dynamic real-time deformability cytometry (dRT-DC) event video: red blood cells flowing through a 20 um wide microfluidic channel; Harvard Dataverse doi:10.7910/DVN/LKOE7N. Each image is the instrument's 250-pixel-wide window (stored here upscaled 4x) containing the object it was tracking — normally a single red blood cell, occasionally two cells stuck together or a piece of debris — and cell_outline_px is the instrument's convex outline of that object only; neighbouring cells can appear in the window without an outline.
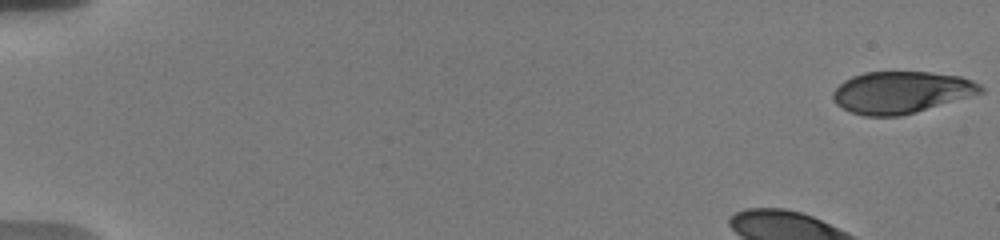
{"species": "human", "species_latin": "Homo sapiens", "temperature_condition": "warm", "stored_images_in_passage": 33, "camera_frame_rate_fps": 3000, "um_per_image_px": 0.085, "donor": {"sex": "male"}, "frame": {"image": 1, "passage_image": 1, "time_ms": 0.0, "image_size_px": [1000, 240], "cell_outline_px": [[984, 92], [916, 112], [900, 116], [864, 116], [852, 112], [836, 104], [832, 96], [832, 92], [844, 80], [852, 76], [864, 72], [928, 72], [960, 76], [972, 80], [980, 84], [984, 88]], "centroid_in_image_um": [76.6, 7.84], "position_along_channel_um": 8.4, "area_um2": 35.95}}
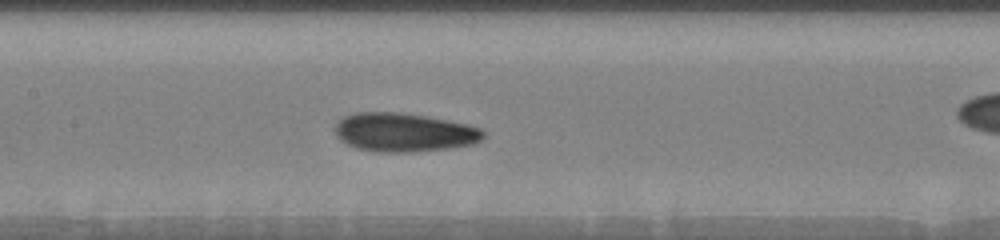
{"frame": {"image": 2, "passage_image": 15, "time_ms": 8.0, "image_size_px": [1000, 240], "cell_outline_px": [[484, 136], [480, 140], [472, 144], [448, 148], [408, 152], [376, 152], [356, 148], [340, 140], [336, 136], [336, 124], [344, 116], [356, 112], [396, 112], [428, 116], [468, 124], [480, 128], [484, 132]], "centroid_in_image_um": [34.33, 11.24], "position_along_channel_um": 173.1, "area_um2": 33.41}}
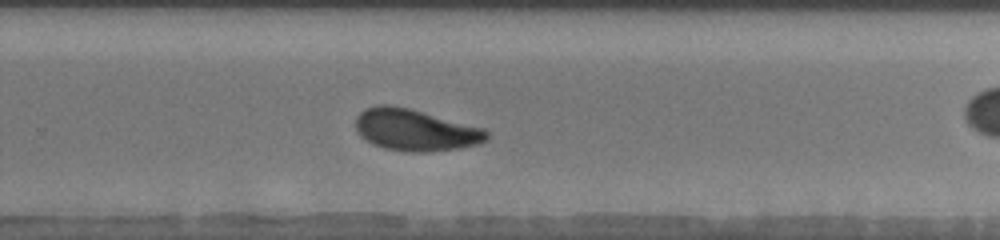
{"frame": {"image": 3, "passage_image": 21, "time_ms": 11.333, "image_size_px": [1000, 240], "cell_outline_px": [[488, 140], [480, 144], [460, 148], [428, 152], [408, 152], [384, 148], [372, 144], [364, 140], [360, 136], [356, 128], [356, 116], [364, 108], [376, 104], [388, 104], [408, 108], [484, 128], [488, 132]], "centroid_in_image_um": [35.28, 11.05], "position_along_channel_um": 294.5, "area_um2": 32.08}, "authors_computed_cell_mechanics": {"area_um2": 31.79, "velocity_mm_per_s": 3.6661, "shape_relaxation_time_tau1_ms": 3.9952, "shape_relaxation_time_tau2_ms": 1.9574, "deformation_change_tau1": 0.1352, "deformation_change_tau2": 0.0804}}